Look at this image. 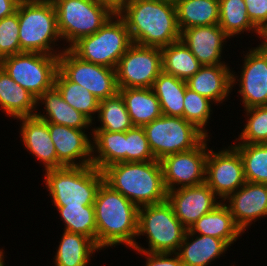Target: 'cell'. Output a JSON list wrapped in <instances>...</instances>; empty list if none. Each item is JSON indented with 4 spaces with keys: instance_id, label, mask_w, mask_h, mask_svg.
I'll use <instances>...</instances> for the list:
<instances>
[{
    "instance_id": "cell-1",
    "label": "cell",
    "mask_w": 267,
    "mask_h": 266,
    "mask_svg": "<svg viewBox=\"0 0 267 266\" xmlns=\"http://www.w3.org/2000/svg\"><path fill=\"white\" fill-rule=\"evenodd\" d=\"M117 14L125 21L132 43L163 48L180 40L175 5L129 0Z\"/></svg>"
},
{
    "instance_id": "cell-2",
    "label": "cell",
    "mask_w": 267,
    "mask_h": 266,
    "mask_svg": "<svg viewBox=\"0 0 267 266\" xmlns=\"http://www.w3.org/2000/svg\"><path fill=\"white\" fill-rule=\"evenodd\" d=\"M97 225V246L125 244L132 248L136 243L139 207L103 182L94 202Z\"/></svg>"
},
{
    "instance_id": "cell-3",
    "label": "cell",
    "mask_w": 267,
    "mask_h": 266,
    "mask_svg": "<svg viewBox=\"0 0 267 266\" xmlns=\"http://www.w3.org/2000/svg\"><path fill=\"white\" fill-rule=\"evenodd\" d=\"M104 182L141 207L167 200L161 162H120L106 167Z\"/></svg>"
},
{
    "instance_id": "cell-4",
    "label": "cell",
    "mask_w": 267,
    "mask_h": 266,
    "mask_svg": "<svg viewBox=\"0 0 267 266\" xmlns=\"http://www.w3.org/2000/svg\"><path fill=\"white\" fill-rule=\"evenodd\" d=\"M18 20L20 53L39 52L59 56L66 49L59 50L56 47L59 45H55L62 38L52 0H21Z\"/></svg>"
},
{
    "instance_id": "cell-5",
    "label": "cell",
    "mask_w": 267,
    "mask_h": 266,
    "mask_svg": "<svg viewBox=\"0 0 267 266\" xmlns=\"http://www.w3.org/2000/svg\"><path fill=\"white\" fill-rule=\"evenodd\" d=\"M44 175L54 206L93 205L104 182L103 172L93 165L49 169Z\"/></svg>"
},
{
    "instance_id": "cell-6",
    "label": "cell",
    "mask_w": 267,
    "mask_h": 266,
    "mask_svg": "<svg viewBox=\"0 0 267 266\" xmlns=\"http://www.w3.org/2000/svg\"><path fill=\"white\" fill-rule=\"evenodd\" d=\"M186 232V227L175 216L167 200L141 206L138 210L137 236H146L149 248L136 242L132 249L137 252L177 253Z\"/></svg>"
},
{
    "instance_id": "cell-7",
    "label": "cell",
    "mask_w": 267,
    "mask_h": 266,
    "mask_svg": "<svg viewBox=\"0 0 267 266\" xmlns=\"http://www.w3.org/2000/svg\"><path fill=\"white\" fill-rule=\"evenodd\" d=\"M131 44L125 21L115 13L97 32L80 38L69 49L84 61L115 69Z\"/></svg>"
},
{
    "instance_id": "cell-8",
    "label": "cell",
    "mask_w": 267,
    "mask_h": 266,
    "mask_svg": "<svg viewBox=\"0 0 267 266\" xmlns=\"http://www.w3.org/2000/svg\"><path fill=\"white\" fill-rule=\"evenodd\" d=\"M62 40L70 48L80 38L97 32L115 12L97 0H52Z\"/></svg>"
},
{
    "instance_id": "cell-9",
    "label": "cell",
    "mask_w": 267,
    "mask_h": 266,
    "mask_svg": "<svg viewBox=\"0 0 267 266\" xmlns=\"http://www.w3.org/2000/svg\"><path fill=\"white\" fill-rule=\"evenodd\" d=\"M156 160L197 147L207 136L183 117L162 115L142 127Z\"/></svg>"
},
{
    "instance_id": "cell-10",
    "label": "cell",
    "mask_w": 267,
    "mask_h": 266,
    "mask_svg": "<svg viewBox=\"0 0 267 266\" xmlns=\"http://www.w3.org/2000/svg\"><path fill=\"white\" fill-rule=\"evenodd\" d=\"M7 74L36 99L54 87L58 56L39 52H22L0 60Z\"/></svg>"
},
{
    "instance_id": "cell-11",
    "label": "cell",
    "mask_w": 267,
    "mask_h": 266,
    "mask_svg": "<svg viewBox=\"0 0 267 266\" xmlns=\"http://www.w3.org/2000/svg\"><path fill=\"white\" fill-rule=\"evenodd\" d=\"M115 71L118 88H152L163 71L161 48L132 43Z\"/></svg>"
},
{
    "instance_id": "cell-12",
    "label": "cell",
    "mask_w": 267,
    "mask_h": 266,
    "mask_svg": "<svg viewBox=\"0 0 267 266\" xmlns=\"http://www.w3.org/2000/svg\"><path fill=\"white\" fill-rule=\"evenodd\" d=\"M58 70L69 81L86 88L99 100L118 93L115 69L84 61L69 48L58 56Z\"/></svg>"
},
{
    "instance_id": "cell-13",
    "label": "cell",
    "mask_w": 267,
    "mask_h": 266,
    "mask_svg": "<svg viewBox=\"0 0 267 266\" xmlns=\"http://www.w3.org/2000/svg\"><path fill=\"white\" fill-rule=\"evenodd\" d=\"M245 182L241 156L232 144L218 152L208 148L205 183L222 202Z\"/></svg>"
},
{
    "instance_id": "cell-14",
    "label": "cell",
    "mask_w": 267,
    "mask_h": 266,
    "mask_svg": "<svg viewBox=\"0 0 267 266\" xmlns=\"http://www.w3.org/2000/svg\"><path fill=\"white\" fill-rule=\"evenodd\" d=\"M208 139L206 137L190 151L171 154L160 160L167 191L205 182Z\"/></svg>"
},
{
    "instance_id": "cell-15",
    "label": "cell",
    "mask_w": 267,
    "mask_h": 266,
    "mask_svg": "<svg viewBox=\"0 0 267 266\" xmlns=\"http://www.w3.org/2000/svg\"><path fill=\"white\" fill-rule=\"evenodd\" d=\"M243 56L240 76L232 69V87L240 83L238 94L244 109L267 105V51L258 45Z\"/></svg>"
},
{
    "instance_id": "cell-16",
    "label": "cell",
    "mask_w": 267,
    "mask_h": 266,
    "mask_svg": "<svg viewBox=\"0 0 267 266\" xmlns=\"http://www.w3.org/2000/svg\"><path fill=\"white\" fill-rule=\"evenodd\" d=\"M217 199L219 198L205 182L170 190L167 194V201L172 205L175 216L186 229L222 202Z\"/></svg>"
},
{
    "instance_id": "cell-17",
    "label": "cell",
    "mask_w": 267,
    "mask_h": 266,
    "mask_svg": "<svg viewBox=\"0 0 267 266\" xmlns=\"http://www.w3.org/2000/svg\"><path fill=\"white\" fill-rule=\"evenodd\" d=\"M48 128L57 153V168L92 165V134L52 123H48Z\"/></svg>"
},
{
    "instance_id": "cell-18",
    "label": "cell",
    "mask_w": 267,
    "mask_h": 266,
    "mask_svg": "<svg viewBox=\"0 0 267 266\" xmlns=\"http://www.w3.org/2000/svg\"><path fill=\"white\" fill-rule=\"evenodd\" d=\"M223 202L244 233L258 218L267 217V184L245 182Z\"/></svg>"
},
{
    "instance_id": "cell-19",
    "label": "cell",
    "mask_w": 267,
    "mask_h": 266,
    "mask_svg": "<svg viewBox=\"0 0 267 266\" xmlns=\"http://www.w3.org/2000/svg\"><path fill=\"white\" fill-rule=\"evenodd\" d=\"M227 38L229 37L218 24L191 27L180 33V40L202 65L227 64L221 61L223 45L228 42Z\"/></svg>"
},
{
    "instance_id": "cell-20",
    "label": "cell",
    "mask_w": 267,
    "mask_h": 266,
    "mask_svg": "<svg viewBox=\"0 0 267 266\" xmlns=\"http://www.w3.org/2000/svg\"><path fill=\"white\" fill-rule=\"evenodd\" d=\"M232 70L228 64L202 65L187 81V87L214 103H223L232 89Z\"/></svg>"
},
{
    "instance_id": "cell-21",
    "label": "cell",
    "mask_w": 267,
    "mask_h": 266,
    "mask_svg": "<svg viewBox=\"0 0 267 266\" xmlns=\"http://www.w3.org/2000/svg\"><path fill=\"white\" fill-rule=\"evenodd\" d=\"M25 149L44 165V170L57 168V153L50 137L48 123L35 115L18 118Z\"/></svg>"
},
{
    "instance_id": "cell-22",
    "label": "cell",
    "mask_w": 267,
    "mask_h": 266,
    "mask_svg": "<svg viewBox=\"0 0 267 266\" xmlns=\"http://www.w3.org/2000/svg\"><path fill=\"white\" fill-rule=\"evenodd\" d=\"M37 106L44 105L41 114L36 112L35 116L47 123L64 125L74 129H86L94 124L78 110L71 107L61 96L59 91L53 87L44 91L36 100ZM46 111V115H45Z\"/></svg>"
},
{
    "instance_id": "cell-23",
    "label": "cell",
    "mask_w": 267,
    "mask_h": 266,
    "mask_svg": "<svg viewBox=\"0 0 267 266\" xmlns=\"http://www.w3.org/2000/svg\"><path fill=\"white\" fill-rule=\"evenodd\" d=\"M228 248L219 238L194 234L187 229L177 254L184 266H209L225 254Z\"/></svg>"
},
{
    "instance_id": "cell-24",
    "label": "cell",
    "mask_w": 267,
    "mask_h": 266,
    "mask_svg": "<svg viewBox=\"0 0 267 266\" xmlns=\"http://www.w3.org/2000/svg\"><path fill=\"white\" fill-rule=\"evenodd\" d=\"M188 230L194 234L219 238L229 247L243 234L224 202L203 215Z\"/></svg>"
},
{
    "instance_id": "cell-25",
    "label": "cell",
    "mask_w": 267,
    "mask_h": 266,
    "mask_svg": "<svg viewBox=\"0 0 267 266\" xmlns=\"http://www.w3.org/2000/svg\"><path fill=\"white\" fill-rule=\"evenodd\" d=\"M36 98L16 83L0 66V108L13 119L34 116Z\"/></svg>"
},
{
    "instance_id": "cell-26",
    "label": "cell",
    "mask_w": 267,
    "mask_h": 266,
    "mask_svg": "<svg viewBox=\"0 0 267 266\" xmlns=\"http://www.w3.org/2000/svg\"><path fill=\"white\" fill-rule=\"evenodd\" d=\"M134 126L143 127L162 116L152 88H118Z\"/></svg>"
},
{
    "instance_id": "cell-27",
    "label": "cell",
    "mask_w": 267,
    "mask_h": 266,
    "mask_svg": "<svg viewBox=\"0 0 267 266\" xmlns=\"http://www.w3.org/2000/svg\"><path fill=\"white\" fill-rule=\"evenodd\" d=\"M91 131L94 167L103 171L110 165L126 162L125 132Z\"/></svg>"
},
{
    "instance_id": "cell-28",
    "label": "cell",
    "mask_w": 267,
    "mask_h": 266,
    "mask_svg": "<svg viewBox=\"0 0 267 266\" xmlns=\"http://www.w3.org/2000/svg\"><path fill=\"white\" fill-rule=\"evenodd\" d=\"M60 240L53 258L55 266H87L93 253L101 250L92 239L79 233L64 231Z\"/></svg>"
},
{
    "instance_id": "cell-29",
    "label": "cell",
    "mask_w": 267,
    "mask_h": 266,
    "mask_svg": "<svg viewBox=\"0 0 267 266\" xmlns=\"http://www.w3.org/2000/svg\"><path fill=\"white\" fill-rule=\"evenodd\" d=\"M175 7L180 32L191 27L219 24V0H178Z\"/></svg>"
},
{
    "instance_id": "cell-30",
    "label": "cell",
    "mask_w": 267,
    "mask_h": 266,
    "mask_svg": "<svg viewBox=\"0 0 267 266\" xmlns=\"http://www.w3.org/2000/svg\"><path fill=\"white\" fill-rule=\"evenodd\" d=\"M186 88V81L163 71L159 74L152 89L160 102L162 115L183 117V100Z\"/></svg>"
},
{
    "instance_id": "cell-31",
    "label": "cell",
    "mask_w": 267,
    "mask_h": 266,
    "mask_svg": "<svg viewBox=\"0 0 267 266\" xmlns=\"http://www.w3.org/2000/svg\"><path fill=\"white\" fill-rule=\"evenodd\" d=\"M163 72L187 81L202 66L181 40L161 48Z\"/></svg>"
},
{
    "instance_id": "cell-32",
    "label": "cell",
    "mask_w": 267,
    "mask_h": 266,
    "mask_svg": "<svg viewBox=\"0 0 267 266\" xmlns=\"http://www.w3.org/2000/svg\"><path fill=\"white\" fill-rule=\"evenodd\" d=\"M54 87L71 107L86 116L92 123L93 120L95 121L100 103L97 97L81 85L69 81L59 70L56 73Z\"/></svg>"
},
{
    "instance_id": "cell-33",
    "label": "cell",
    "mask_w": 267,
    "mask_h": 266,
    "mask_svg": "<svg viewBox=\"0 0 267 266\" xmlns=\"http://www.w3.org/2000/svg\"><path fill=\"white\" fill-rule=\"evenodd\" d=\"M218 25L229 38L244 34V32L256 33L255 35L260 36V31L248 17L244 0H219Z\"/></svg>"
},
{
    "instance_id": "cell-34",
    "label": "cell",
    "mask_w": 267,
    "mask_h": 266,
    "mask_svg": "<svg viewBox=\"0 0 267 266\" xmlns=\"http://www.w3.org/2000/svg\"><path fill=\"white\" fill-rule=\"evenodd\" d=\"M97 115V121H100L101 126H95L91 130L126 132L134 126L124 100L119 93L113 97L100 100Z\"/></svg>"
},
{
    "instance_id": "cell-35",
    "label": "cell",
    "mask_w": 267,
    "mask_h": 266,
    "mask_svg": "<svg viewBox=\"0 0 267 266\" xmlns=\"http://www.w3.org/2000/svg\"><path fill=\"white\" fill-rule=\"evenodd\" d=\"M240 154L246 182L267 184V143L232 145Z\"/></svg>"
},
{
    "instance_id": "cell-36",
    "label": "cell",
    "mask_w": 267,
    "mask_h": 266,
    "mask_svg": "<svg viewBox=\"0 0 267 266\" xmlns=\"http://www.w3.org/2000/svg\"><path fill=\"white\" fill-rule=\"evenodd\" d=\"M59 212L60 219L65 224V230L79 233L92 239L97 245V225L94 205L87 206H54Z\"/></svg>"
},
{
    "instance_id": "cell-37",
    "label": "cell",
    "mask_w": 267,
    "mask_h": 266,
    "mask_svg": "<svg viewBox=\"0 0 267 266\" xmlns=\"http://www.w3.org/2000/svg\"><path fill=\"white\" fill-rule=\"evenodd\" d=\"M213 102L208 98L192 91L188 87L185 90L183 100L184 110L183 118L186 121L193 123L199 130H201L207 137L208 131L205 129L209 123L212 114Z\"/></svg>"
},
{
    "instance_id": "cell-38",
    "label": "cell",
    "mask_w": 267,
    "mask_h": 266,
    "mask_svg": "<svg viewBox=\"0 0 267 266\" xmlns=\"http://www.w3.org/2000/svg\"><path fill=\"white\" fill-rule=\"evenodd\" d=\"M246 124L235 141L247 144L267 143V105L244 109Z\"/></svg>"
},
{
    "instance_id": "cell-39",
    "label": "cell",
    "mask_w": 267,
    "mask_h": 266,
    "mask_svg": "<svg viewBox=\"0 0 267 266\" xmlns=\"http://www.w3.org/2000/svg\"><path fill=\"white\" fill-rule=\"evenodd\" d=\"M126 162L156 160L142 127L133 126L125 132Z\"/></svg>"
},
{
    "instance_id": "cell-40",
    "label": "cell",
    "mask_w": 267,
    "mask_h": 266,
    "mask_svg": "<svg viewBox=\"0 0 267 266\" xmlns=\"http://www.w3.org/2000/svg\"><path fill=\"white\" fill-rule=\"evenodd\" d=\"M19 53V20L17 8L16 13L0 20V60Z\"/></svg>"
},
{
    "instance_id": "cell-41",
    "label": "cell",
    "mask_w": 267,
    "mask_h": 266,
    "mask_svg": "<svg viewBox=\"0 0 267 266\" xmlns=\"http://www.w3.org/2000/svg\"><path fill=\"white\" fill-rule=\"evenodd\" d=\"M251 23L261 32L267 26V0H244Z\"/></svg>"
},
{
    "instance_id": "cell-42",
    "label": "cell",
    "mask_w": 267,
    "mask_h": 266,
    "mask_svg": "<svg viewBox=\"0 0 267 266\" xmlns=\"http://www.w3.org/2000/svg\"><path fill=\"white\" fill-rule=\"evenodd\" d=\"M137 253L145 256V266H184L177 253Z\"/></svg>"
},
{
    "instance_id": "cell-43",
    "label": "cell",
    "mask_w": 267,
    "mask_h": 266,
    "mask_svg": "<svg viewBox=\"0 0 267 266\" xmlns=\"http://www.w3.org/2000/svg\"><path fill=\"white\" fill-rule=\"evenodd\" d=\"M21 0H0V20L16 13Z\"/></svg>"
},
{
    "instance_id": "cell-44",
    "label": "cell",
    "mask_w": 267,
    "mask_h": 266,
    "mask_svg": "<svg viewBox=\"0 0 267 266\" xmlns=\"http://www.w3.org/2000/svg\"><path fill=\"white\" fill-rule=\"evenodd\" d=\"M100 3H103L110 7L115 13H118L129 0H97Z\"/></svg>"
},
{
    "instance_id": "cell-45",
    "label": "cell",
    "mask_w": 267,
    "mask_h": 266,
    "mask_svg": "<svg viewBox=\"0 0 267 266\" xmlns=\"http://www.w3.org/2000/svg\"><path fill=\"white\" fill-rule=\"evenodd\" d=\"M262 40L261 43H259V45L267 51V26L260 32V37Z\"/></svg>"
},
{
    "instance_id": "cell-46",
    "label": "cell",
    "mask_w": 267,
    "mask_h": 266,
    "mask_svg": "<svg viewBox=\"0 0 267 266\" xmlns=\"http://www.w3.org/2000/svg\"><path fill=\"white\" fill-rule=\"evenodd\" d=\"M152 1L160 2V3H166V4H170V5H176V2L178 0H152Z\"/></svg>"
},
{
    "instance_id": "cell-47",
    "label": "cell",
    "mask_w": 267,
    "mask_h": 266,
    "mask_svg": "<svg viewBox=\"0 0 267 266\" xmlns=\"http://www.w3.org/2000/svg\"><path fill=\"white\" fill-rule=\"evenodd\" d=\"M4 253H5L4 250L3 249H0V266H5V264H4L5 263L4 262L5 261L4 260V258H5L4 257Z\"/></svg>"
}]
</instances>
